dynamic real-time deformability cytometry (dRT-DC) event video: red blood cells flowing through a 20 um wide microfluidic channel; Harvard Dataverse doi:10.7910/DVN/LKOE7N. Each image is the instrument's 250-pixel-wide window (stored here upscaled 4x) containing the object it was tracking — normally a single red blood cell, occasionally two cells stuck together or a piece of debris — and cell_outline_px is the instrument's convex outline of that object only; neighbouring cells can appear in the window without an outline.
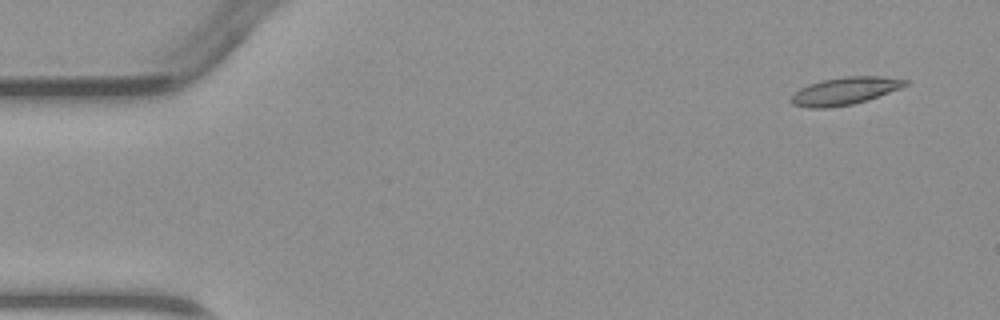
{"species": "common noctule bat (a hibernating species)", "species_latin": "Nyctalus noctula", "temperature_condition": "warm", "stored_images_in_passage": 4, "camera_frame_rate_fps": 3000, "um_per_image_px": 0.085, "animal": {"sex": "male", "body_mass_g": 23.1, "forearm_length_mm": 52.7}, "frame": {"image": 1, "passage_image": 1, "time_ms": 0.0, "image_size_px": [1000, 320], "cell_outline_px": [[908, 84], [900, 88], [868, 100], [852, 104], [828, 108], [808, 108], [792, 104], [788, 100], [800, 88], [808, 84], [820, 80], [848, 76], [880, 76], [908, 80]], "centroid_in_image_um": [71.78, 7.73], "position_along_channel_um": 13.2, "area_um2": 18.32}}
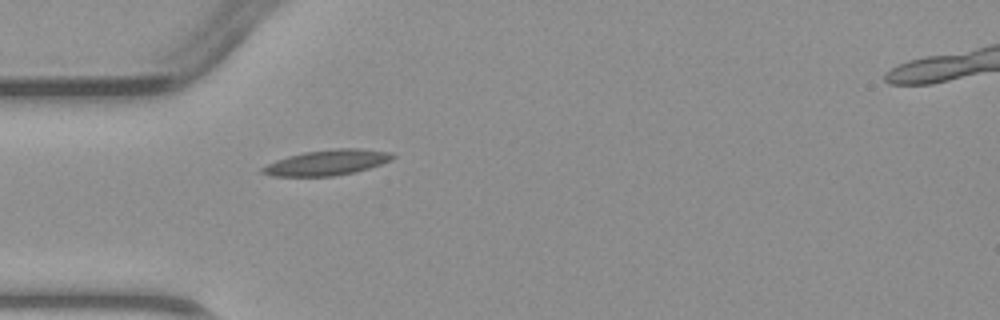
{"frame": {"image": 2, "passage_image": 4, "time_ms": 3.667, "image_size_px": [1000, 320], "cell_outline_px": [[396, 156], [392, 160], [356, 172], [332, 176], [272, 176], [260, 172], [260, 168], [276, 160], [288, 156], [304, 152], [336, 148], [360, 148], [392, 152]], "centroid_in_image_um": [27.82, 13.81], "position_along_channel_um": 57.2, "area_um2": 19.36}}